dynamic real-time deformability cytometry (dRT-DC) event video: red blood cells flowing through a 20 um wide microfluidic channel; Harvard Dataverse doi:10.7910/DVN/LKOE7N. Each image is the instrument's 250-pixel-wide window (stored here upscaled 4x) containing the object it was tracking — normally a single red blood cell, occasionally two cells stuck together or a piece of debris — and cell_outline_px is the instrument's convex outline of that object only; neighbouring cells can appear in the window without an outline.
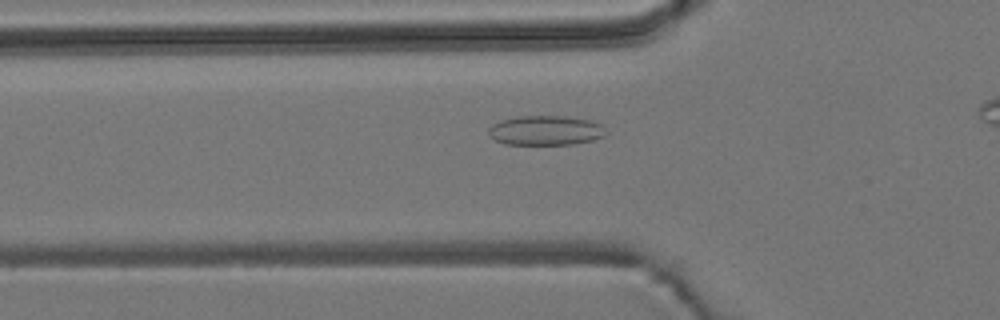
{"species": "common noctule bat (a hibernating species)", "species_latin": "Nyctalus noctula", "temperature_condition": "room temperature", "stored_images_in_passage": 36, "camera_frame_rate_fps": 3000, "um_per_image_px": 0.085, "animal": {"sex": "male", "body_mass_g": 19.2, "forearm_length_mm": 51.8}, "frame": {"image": 1, "passage_image": 10, "time_ms": 3.0, "image_size_px": [1000, 320], "cell_outline_px": [[604, 136], [592, 140], [572, 144], [504, 144], [488, 136], [488, 128], [492, 124], [500, 120], [520, 116], [568, 116], [592, 120], [600, 124]], "centroid_in_image_um": [46.31, 11.08], "position_along_channel_um": 79.5, "area_um2": 20.17}}
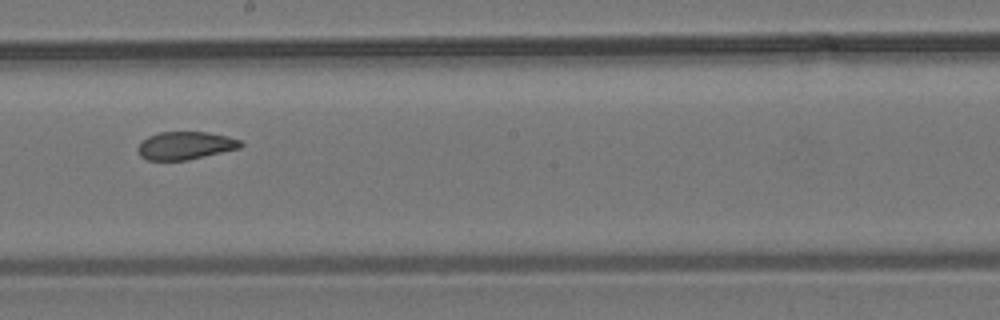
{"frame": {"image": 2, "passage_image": 22, "time_ms": 7.0, "image_size_px": [1000, 320], "cell_outline_px": [[244, 144], [240, 148], [188, 160], [148, 160], [140, 156], [136, 148], [148, 136], [160, 132], [208, 132], [228, 136], [240, 140]], "centroid_in_image_um": [15.77, 12.37], "position_along_channel_um": 232.4, "area_um2": 16.7}}
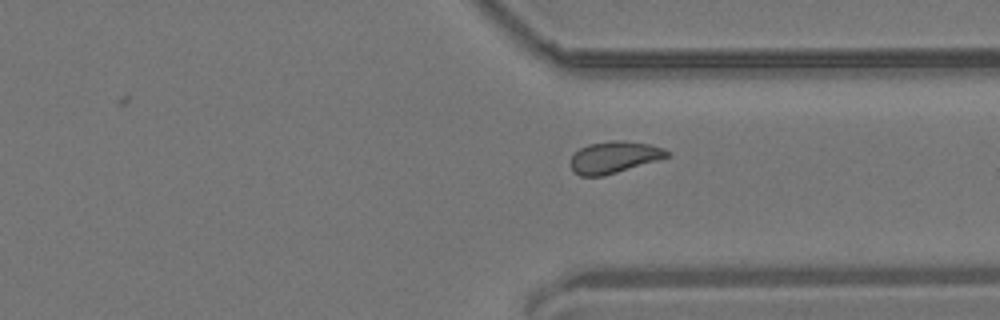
{"frame": {"image": 3, "passage_image": 32, "time_ms": 10.333, "image_size_px": [1000, 320], "cell_outline_px": [[672, 156], [604, 176], [580, 176], [572, 172], [568, 164], [572, 156], [580, 148], [588, 144], [612, 140], [624, 140], [648, 144], [664, 148], [672, 152]], "centroid_in_image_um": [52.2, 13.37], "position_along_channel_um": 359.2, "area_um2": 18.21}}